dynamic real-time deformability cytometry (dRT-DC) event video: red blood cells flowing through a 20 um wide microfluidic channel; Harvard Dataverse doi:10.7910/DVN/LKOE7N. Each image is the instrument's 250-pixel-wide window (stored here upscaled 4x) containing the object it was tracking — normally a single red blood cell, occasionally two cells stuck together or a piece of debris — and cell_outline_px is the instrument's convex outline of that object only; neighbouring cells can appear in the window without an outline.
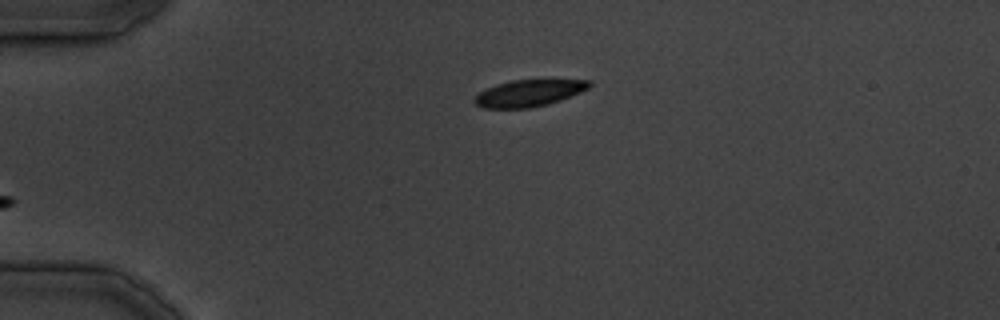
{"species": "common noctule bat (a hibernating species)", "species_latin": "Nyctalus noctula", "temperature_condition": "cold", "stored_images_in_passage": 10, "camera_frame_rate_fps": 3000, "um_per_image_px": 0.085, "animal": {"sex": "male", "body_mass_g": 19.5, "forearm_length_mm": 54.6}, "frame": {"image": 1, "passage_image": 1, "time_ms": 0.0, "image_size_px": [1000, 320], "cell_outline_px": [[592, 84], [588, 88], [580, 92], [560, 100], [548, 104], [528, 108], [484, 108], [476, 104], [472, 100], [484, 88], [496, 84], [512, 80], [592, 80]], "centroid_in_image_um": [44.93, 7.91], "position_along_channel_um": 40.1, "area_um2": 17.8}}
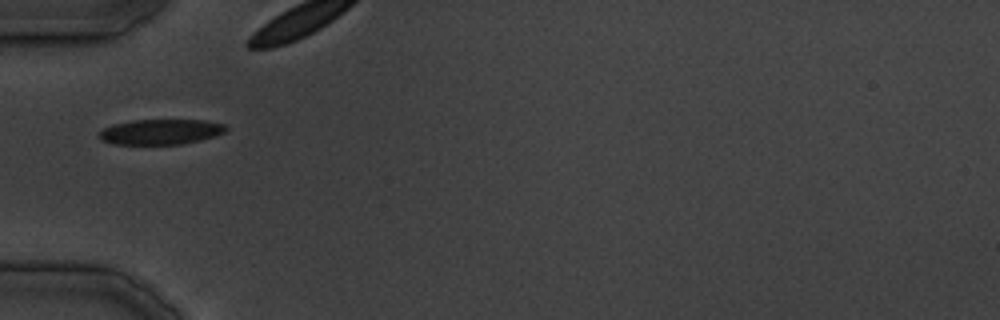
{"frame": {"image": 2, "passage_image": 5, "time_ms": 4.667, "image_size_px": [1000, 320], "cell_outline_px": [[228, 128], [224, 132], [200, 140], [180, 144], [116, 144], [100, 140], [100, 132], [104, 128], [112, 124], [132, 120], [208, 120], [224, 124]], "centroid_in_image_um": [13.66, 11.19], "position_along_channel_um": 71.3, "area_um2": 18.55}}